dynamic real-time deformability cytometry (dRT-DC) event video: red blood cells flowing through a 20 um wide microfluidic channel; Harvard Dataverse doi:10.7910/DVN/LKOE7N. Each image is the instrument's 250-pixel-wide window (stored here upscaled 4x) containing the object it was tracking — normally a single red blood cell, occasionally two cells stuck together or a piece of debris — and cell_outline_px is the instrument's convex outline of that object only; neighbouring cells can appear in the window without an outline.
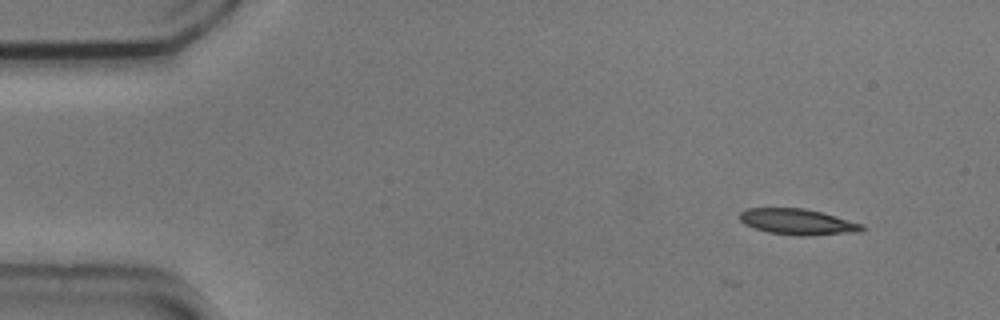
{"species": "common noctule bat (a hibernating species)", "species_latin": "Nyctalus noctula", "temperature_condition": "cold", "stored_images_in_passage": 2, "camera_frame_rate_fps": 3000, "um_per_image_px": 0.085, "animal": {"sex": "male", "body_mass_g": 20.5, "forearm_length_mm": 52.5}, "frame": {"image": 1, "passage_image": 2, "time_ms": 0.333, "image_size_px": [1000, 320], "cell_outline_px": [[864, 228], [860, 232], [808, 236], [800, 236], [768, 232], [744, 224], [740, 220], [740, 212], [748, 208], [804, 208], [836, 216], [864, 224]], "centroid_in_image_um": [67.83, 18.86], "position_along_channel_um": 17.2, "area_um2": 18.44}}